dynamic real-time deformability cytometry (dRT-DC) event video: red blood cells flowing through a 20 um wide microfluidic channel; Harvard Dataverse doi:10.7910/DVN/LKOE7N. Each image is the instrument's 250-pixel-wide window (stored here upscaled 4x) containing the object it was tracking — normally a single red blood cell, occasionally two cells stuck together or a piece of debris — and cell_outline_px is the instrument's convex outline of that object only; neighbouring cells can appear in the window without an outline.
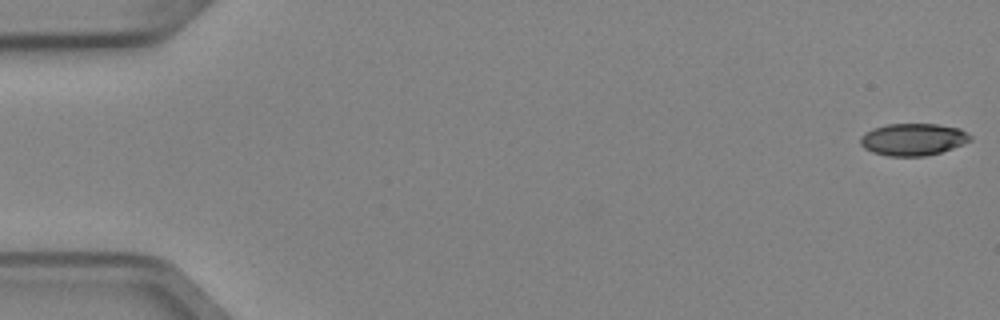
{"species": "Egyptian fruit bat (a non-hibernating species)", "species_latin": "Rousettus aegyptiacus", "temperature_condition": "cold", "stored_images_in_passage": 5, "camera_frame_rate_fps": 3000, "um_per_image_px": 0.085, "animal": {"sex": "female"}, "frame": {"image": 1, "passage_image": 1, "time_ms": 0.0, "image_size_px": [1000, 320], "cell_outline_px": [[972, 140], [964, 144], [940, 152], [924, 156], [888, 156], [872, 152], [864, 148], [860, 144], [860, 136], [872, 128], [888, 124], [936, 124], [960, 128], [972, 136]], "centroid_in_image_um": [77.61, 11.85], "position_along_channel_um": 7.4, "area_um2": 20.63}}
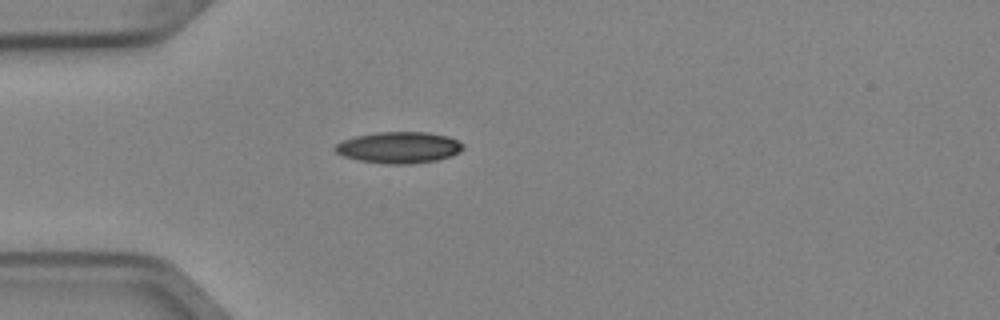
{"frame": {"image": 2, "passage_image": 5, "time_ms": 1.333, "image_size_px": [1000, 320], "cell_outline_px": [[464, 148], [452, 156], [436, 160], [408, 164], [388, 164], [356, 160], [344, 156], [336, 152], [332, 148], [336, 144], [344, 140], [356, 136], [376, 132], [428, 132], [448, 136], [464, 144]], "centroid_in_image_um": [33.9, 12.53], "position_along_channel_um": 51.1, "area_um2": 23.41}}